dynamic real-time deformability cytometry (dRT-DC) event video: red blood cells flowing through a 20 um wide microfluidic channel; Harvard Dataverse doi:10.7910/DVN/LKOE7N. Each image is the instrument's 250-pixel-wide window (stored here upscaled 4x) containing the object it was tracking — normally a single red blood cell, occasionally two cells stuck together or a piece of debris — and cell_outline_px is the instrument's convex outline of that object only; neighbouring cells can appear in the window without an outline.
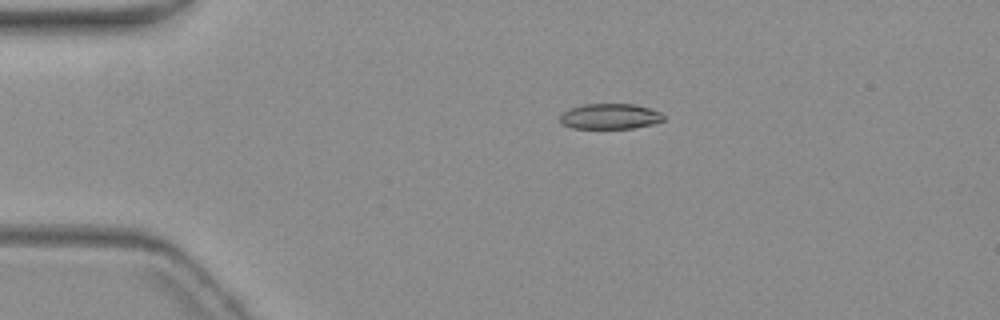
{"species": "common noctule bat (a hibernating species)", "species_latin": "Nyctalus noctula", "temperature_condition": "warm", "stored_images_in_passage": 9, "camera_frame_rate_fps": 3000, "um_per_image_px": 0.085, "animal": {"sex": "female", "body_mass_g": 19.3, "forearm_length_mm": 54.1}, "frame": {"image": 1, "passage_image": 4, "time_ms": 3.667, "image_size_px": [1000, 320], "cell_outline_px": [[664, 120], [652, 124], [632, 128], [572, 128], [560, 124], [560, 116], [568, 108], [584, 104], [636, 104], [660, 112], [664, 116]], "centroid_in_image_um": [51.82, 9.89], "position_along_channel_um": 33.2, "area_um2": 15.37}}
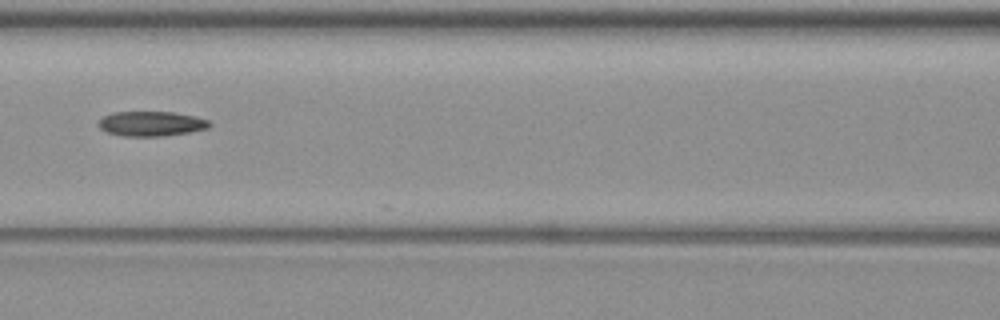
{"frame": {"image": 2, "passage_image": 8, "time_ms": 8.333, "image_size_px": [1000, 320], "cell_outline_px": [[212, 124], [208, 128], [188, 132], [160, 136], [124, 136], [108, 132], [100, 128], [100, 120], [104, 116], [116, 112], [172, 112], [196, 116], [208, 120]], "centroid_in_image_um": [12.9, 10.51], "position_along_channel_um": 153.7, "area_um2": 15.78}}
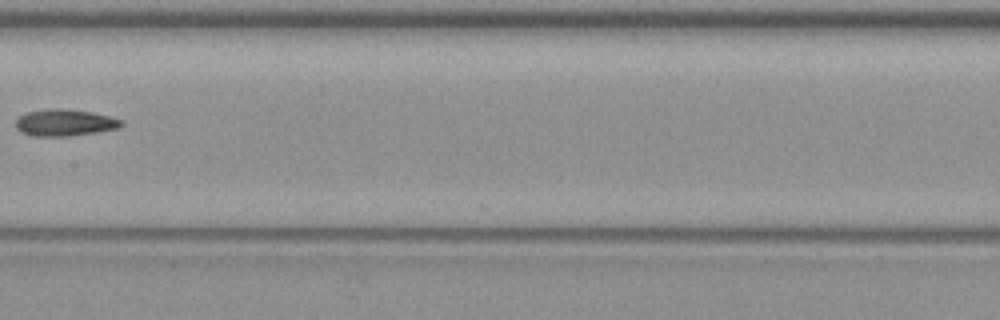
{"frame": {"image": 3, "passage_image": 9, "time_ms": 9.667, "image_size_px": [1000, 320], "cell_outline_px": [[124, 124], [120, 128], [96, 132], [68, 136], [36, 136], [20, 132], [16, 128], [16, 120], [20, 116], [28, 112], [48, 108], [60, 108], [92, 112], [124, 120]], "centroid_in_image_um": [5.52, 10.42], "position_along_channel_um": 201.9, "area_um2": 16.47}}